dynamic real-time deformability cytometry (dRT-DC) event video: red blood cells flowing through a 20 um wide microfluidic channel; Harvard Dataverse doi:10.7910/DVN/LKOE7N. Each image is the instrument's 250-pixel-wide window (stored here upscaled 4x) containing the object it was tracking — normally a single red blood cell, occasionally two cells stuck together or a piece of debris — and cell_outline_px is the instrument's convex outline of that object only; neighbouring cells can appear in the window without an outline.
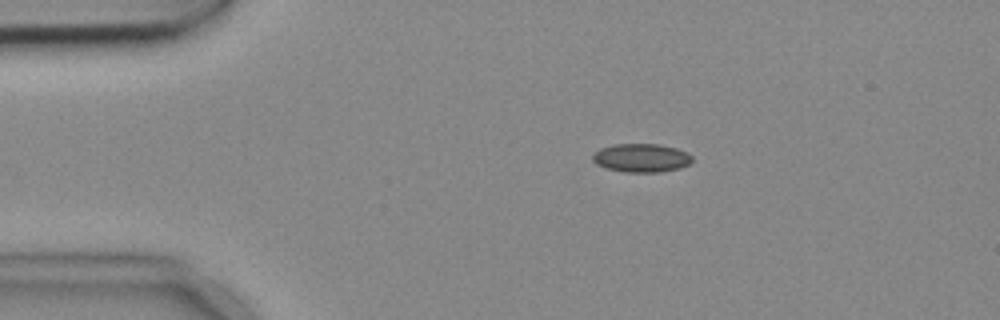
{"species": "common noctule bat (a hibernating species)", "species_latin": "Nyctalus noctula", "temperature_condition": "cold", "stored_images_in_passage": 5, "camera_frame_rate_fps": 3000, "um_per_image_px": 0.085, "animal": {"sex": "female", "body_mass_g": 18.4}, "frame": {"image": 1, "passage_image": 3, "time_ms": 0.667, "image_size_px": [1000, 320], "cell_outline_px": [[692, 160], [688, 164], [680, 168], [660, 172], [624, 172], [604, 168], [596, 164], [592, 160], [592, 152], [600, 148], [612, 144], [660, 144], [676, 148], [688, 152], [692, 156]], "centroid_in_image_um": [54.47, 13.42], "position_along_channel_um": 30.5, "area_um2": 16.82}}
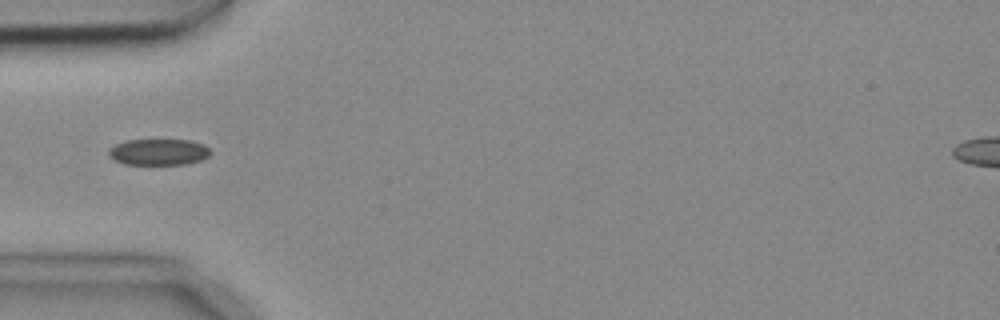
{"frame": {"image": 2, "passage_image": 5, "time_ms": 1.333, "image_size_px": [1000, 320], "cell_outline_px": [[212, 152], [208, 156], [200, 160], [184, 164], [124, 164], [108, 156], [108, 152], [116, 144], [124, 140], [192, 140], [204, 144]], "centroid_in_image_um": [13.5, 12.91], "position_along_channel_um": 71.5, "area_um2": 15.49}}